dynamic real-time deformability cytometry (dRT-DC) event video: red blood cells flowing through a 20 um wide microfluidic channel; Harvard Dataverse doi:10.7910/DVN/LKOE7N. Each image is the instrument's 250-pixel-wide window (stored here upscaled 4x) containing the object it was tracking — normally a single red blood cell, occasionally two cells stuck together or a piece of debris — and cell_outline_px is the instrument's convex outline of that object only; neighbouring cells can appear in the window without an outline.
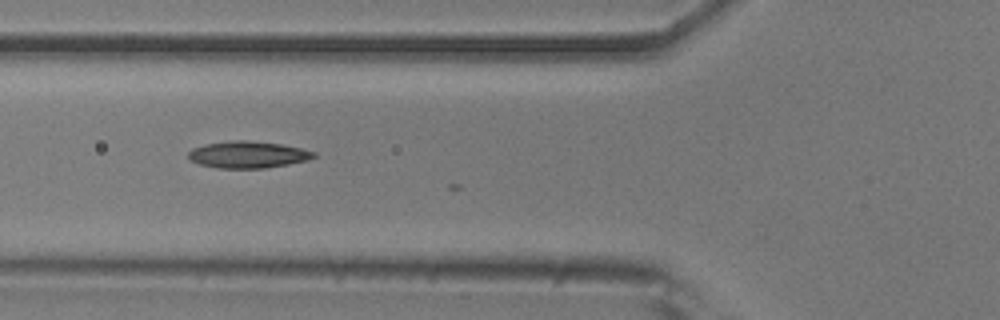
{"species": "common noctule bat (a hibernating species)", "species_latin": "Nyctalus noctula", "temperature_condition": "room temperature", "stored_images_in_passage": 4, "camera_frame_rate_fps": 3000, "um_per_image_px": 0.085, "animal": {"sex": "male", "body_mass_g": 20.5, "forearm_length_mm": 52.5}, "frame": {"image": 1, "passage_image": 2, "time_ms": 0.333, "image_size_px": [1000, 320], "cell_outline_px": [[316, 156], [308, 160], [288, 164], [264, 168], [216, 168], [200, 164], [188, 160], [188, 152], [192, 148], [204, 144], [232, 140], [248, 140], [280, 144], [300, 148], [316, 152]], "centroid_in_image_um": [21.03, 13.14], "position_along_channel_um": 104.8, "area_um2": 19.65}}